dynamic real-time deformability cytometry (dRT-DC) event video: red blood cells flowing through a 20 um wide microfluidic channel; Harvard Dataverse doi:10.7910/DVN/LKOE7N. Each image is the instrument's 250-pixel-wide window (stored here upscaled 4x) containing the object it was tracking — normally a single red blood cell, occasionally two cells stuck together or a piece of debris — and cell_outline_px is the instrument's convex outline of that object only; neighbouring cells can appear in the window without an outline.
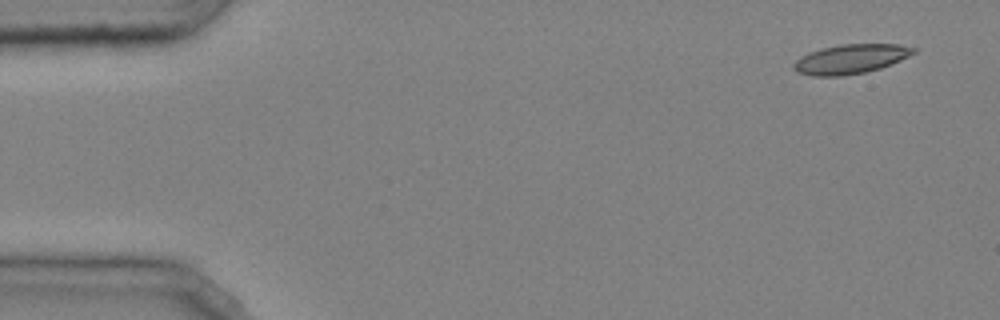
{"species": "common noctule bat (a hibernating species)", "species_latin": "Nyctalus noctula", "temperature_condition": "cold", "stored_images_in_passage": 41, "camera_frame_rate_fps": 3000, "um_per_image_px": 0.085, "animal": {"sex": "male", "body_mass_g": 20.4}, "frame": {"image": 1, "passage_image": 1, "time_ms": 0.0, "image_size_px": [1000, 320], "cell_outline_px": [[916, 52], [900, 60], [880, 68], [864, 72], [840, 76], [812, 76], [796, 72], [792, 68], [792, 64], [800, 56], [808, 52], [820, 48], [840, 44], [896, 44], [916, 48]], "centroid_in_image_um": [72.24, 5.01], "position_along_channel_um": 12.8, "area_um2": 20.58}}
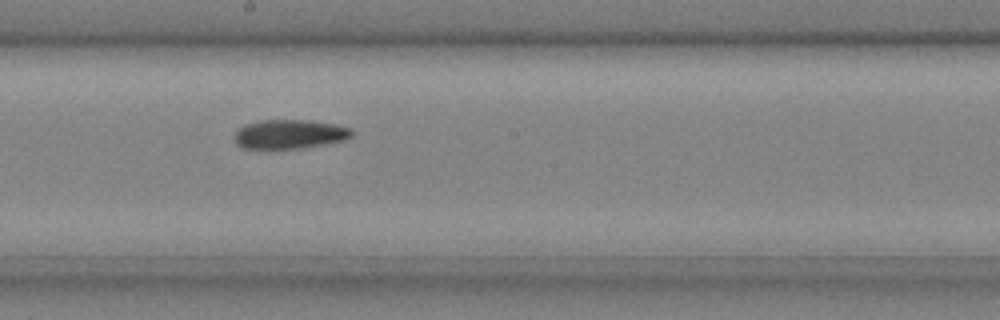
{"frame": {"image": 2, "passage_image": 25, "time_ms": 8.0, "image_size_px": [1000, 320], "cell_outline_px": [[352, 136], [344, 140], [300, 148], [244, 148], [236, 144], [236, 128], [244, 124], [260, 120], [308, 120], [336, 124], [348, 128], [352, 132]], "centroid_in_image_um": [24.58, 11.39], "position_along_channel_um": 223.6, "area_um2": 19.71}}
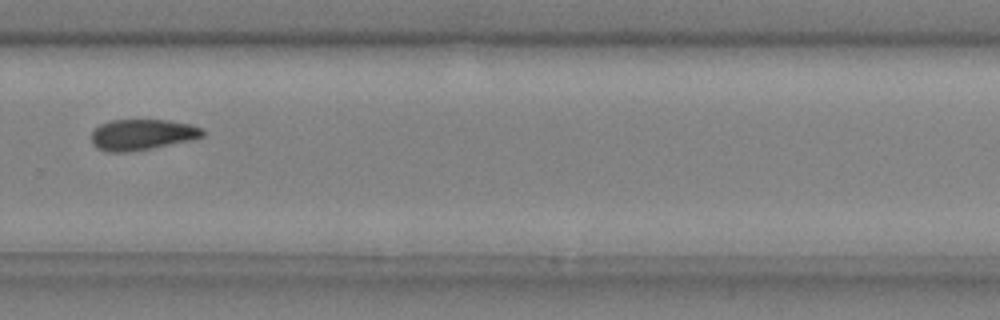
{"frame": {"image": 3, "passage_image": 32, "time_ms": 10.333, "image_size_px": [1000, 320], "cell_outline_px": [[204, 136], [192, 140], [152, 148], [128, 152], [108, 152], [96, 148], [92, 144], [92, 132], [100, 124], [112, 120], [164, 120], [192, 124], [204, 128]], "centroid_in_image_um": [12.1, 11.45], "position_along_channel_um": 317.7, "area_um2": 20.11}}